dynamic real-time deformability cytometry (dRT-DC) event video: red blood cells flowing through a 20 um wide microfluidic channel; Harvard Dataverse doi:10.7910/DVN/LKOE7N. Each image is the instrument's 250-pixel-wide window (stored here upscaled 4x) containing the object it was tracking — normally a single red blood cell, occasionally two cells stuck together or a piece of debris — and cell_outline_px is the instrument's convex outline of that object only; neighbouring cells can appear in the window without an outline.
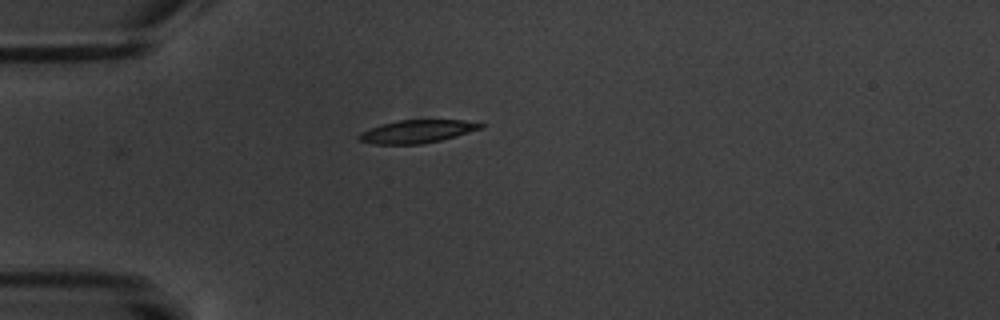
{"species": "common noctule bat (a hibernating species)", "species_latin": "Nyctalus noctula", "temperature_condition": "warm", "stored_images_in_passage": 4, "camera_frame_rate_fps": 3000, "um_per_image_px": 0.085, "animal": {"sex": "male", "body_mass_g": 20.1, "forearm_length_mm": 53.5}, "frame": {"image": 1, "passage_image": 4, "time_ms": 3.667, "image_size_px": [1000, 320], "cell_outline_px": [[484, 128], [440, 140], [420, 144], [376, 144], [360, 140], [356, 136], [360, 132], [384, 124], [400, 120], [464, 120], [484, 124]], "centroid_in_image_um": [35.47, 11.17], "position_along_channel_um": 49.5, "area_um2": 16.01}}